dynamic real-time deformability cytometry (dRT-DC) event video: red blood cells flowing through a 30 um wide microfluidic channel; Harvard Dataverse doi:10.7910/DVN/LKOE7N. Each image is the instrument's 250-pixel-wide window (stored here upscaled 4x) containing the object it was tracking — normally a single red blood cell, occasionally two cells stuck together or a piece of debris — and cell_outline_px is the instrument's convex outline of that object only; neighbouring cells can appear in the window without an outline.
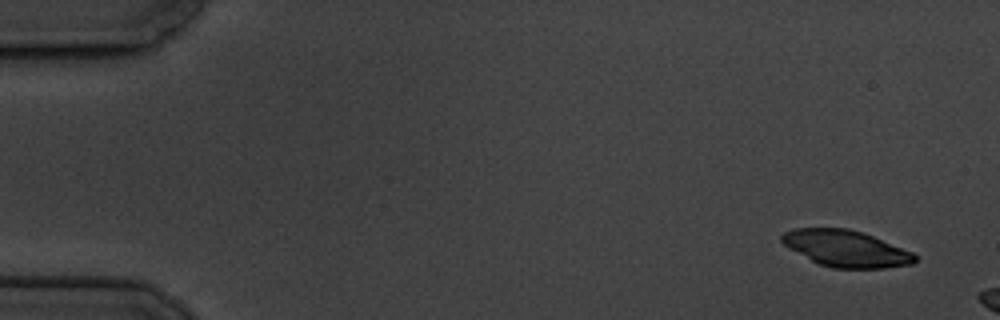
{"species": "common noctule bat (a hibernating species)", "species_latin": "Nyctalus noctula", "temperature_condition": "cold", "stored_images_in_passage": 4, "camera_frame_rate_fps": 3000, "um_per_image_px": 0.085, "animal": {"sex": "male", "body_mass_g": 19.5, "forearm_length_mm": 54.6}, "frame": {"image": 1, "passage_image": 1, "time_ms": 0.0, "image_size_px": [1000, 320], "cell_outline_px": [[916, 260], [912, 264], [884, 268], [832, 268], [820, 264], [788, 248], [780, 240], [780, 236], [784, 232], [796, 228], [848, 228], [872, 236], [912, 252], [916, 256]], "centroid_in_image_um": [71.88, 21.12], "position_along_channel_um": 13.1, "area_um2": 27.98}}